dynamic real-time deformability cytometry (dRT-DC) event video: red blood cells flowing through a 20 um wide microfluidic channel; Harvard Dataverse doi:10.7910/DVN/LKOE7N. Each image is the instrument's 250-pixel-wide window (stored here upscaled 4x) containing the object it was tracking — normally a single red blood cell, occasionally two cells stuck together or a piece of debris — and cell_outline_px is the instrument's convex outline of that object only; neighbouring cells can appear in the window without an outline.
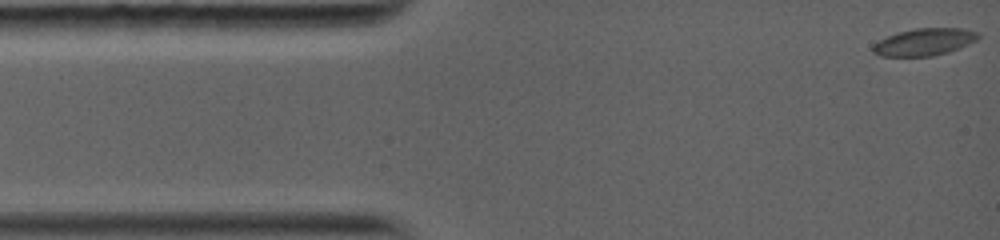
{"species": "common noctule bat (a hibernating species)", "species_latin": "Nyctalus noctula", "temperature_condition": "warm", "stored_images_in_passage": 9, "camera_frame_rate_fps": 5000, "um_per_image_px": 0.085, "animal": {"sex": "female", "body_mass_g": 19.0, "forearm_length_mm": 56.7}, "frame": {"image": 1, "passage_image": 1, "time_ms": 0.0, "image_size_px": [1000, 240], "cell_outline_px": [[980, 36], [976, 40], [960, 48], [948, 52], [932, 56], [880, 56], [872, 52], [872, 44], [896, 32], [916, 28], [964, 28], [980, 32]], "centroid_in_image_um": [78.57, 3.56], "position_along_channel_um": 6.4, "area_um2": 16.82}}